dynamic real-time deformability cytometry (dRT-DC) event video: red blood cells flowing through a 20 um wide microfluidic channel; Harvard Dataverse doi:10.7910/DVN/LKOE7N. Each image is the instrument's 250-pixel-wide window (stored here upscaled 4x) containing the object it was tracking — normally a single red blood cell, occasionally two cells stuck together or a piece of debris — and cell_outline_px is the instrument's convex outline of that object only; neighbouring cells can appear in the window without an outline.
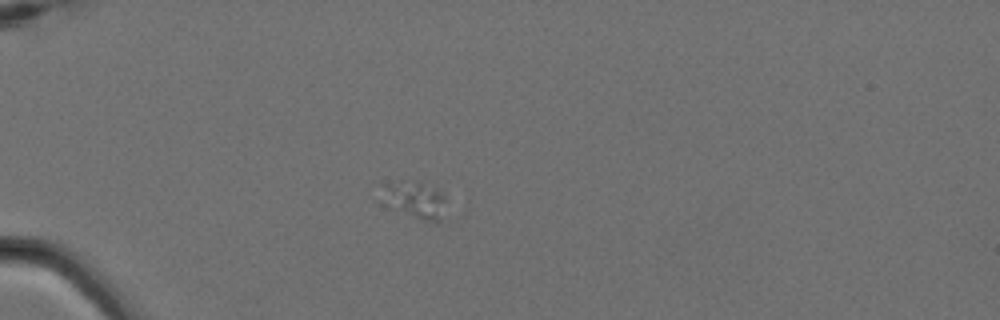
{"species": "Egyptian fruit bat (a non-hibernating species)", "species_latin": "Rousettus aegyptiacus", "temperature_condition": "cold", "stored_images_in_passage": 5, "camera_frame_rate_fps": 3000, "um_per_image_px": 0.085, "animal": {"sex": "female"}, "frame": {"image": 1, "passage_image": 3, "time_ms": 0.667, "image_size_px": [1000, 320], "cell_outline_px": [[444, 200], [440, 220], [436, 224], [424, 220], [384, 204], [388, 188], [416, 184], [420, 184], [436, 188], [444, 196]], "centroid_in_image_um": [35.44, 17.12], "position_along_channel_um": 49.6, "area_um2": 11.79}}